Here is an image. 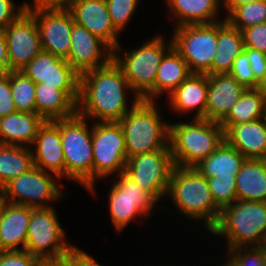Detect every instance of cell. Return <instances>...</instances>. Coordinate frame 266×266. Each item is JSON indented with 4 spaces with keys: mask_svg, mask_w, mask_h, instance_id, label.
Segmentation results:
<instances>
[{
    "mask_svg": "<svg viewBox=\"0 0 266 266\" xmlns=\"http://www.w3.org/2000/svg\"><path fill=\"white\" fill-rule=\"evenodd\" d=\"M128 89L132 90L112 59L107 65L80 75L77 113L98 122H119L141 100L135 95L128 109L125 96Z\"/></svg>",
    "mask_w": 266,
    "mask_h": 266,
    "instance_id": "obj_1",
    "label": "cell"
},
{
    "mask_svg": "<svg viewBox=\"0 0 266 266\" xmlns=\"http://www.w3.org/2000/svg\"><path fill=\"white\" fill-rule=\"evenodd\" d=\"M224 129L217 122L193 118L190 123L170 124L169 145L175 166L194 168L224 141Z\"/></svg>",
    "mask_w": 266,
    "mask_h": 266,
    "instance_id": "obj_2",
    "label": "cell"
},
{
    "mask_svg": "<svg viewBox=\"0 0 266 266\" xmlns=\"http://www.w3.org/2000/svg\"><path fill=\"white\" fill-rule=\"evenodd\" d=\"M168 194L180 212L189 219L203 220L208 231L217 223L221 209L213 200L207 179L195 168L175 166Z\"/></svg>",
    "mask_w": 266,
    "mask_h": 266,
    "instance_id": "obj_3",
    "label": "cell"
},
{
    "mask_svg": "<svg viewBox=\"0 0 266 266\" xmlns=\"http://www.w3.org/2000/svg\"><path fill=\"white\" fill-rule=\"evenodd\" d=\"M155 103L141 99L118 122L124 133L127 159L136 154L170 149V124L161 120Z\"/></svg>",
    "mask_w": 266,
    "mask_h": 266,
    "instance_id": "obj_4",
    "label": "cell"
},
{
    "mask_svg": "<svg viewBox=\"0 0 266 266\" xmlns=\"http://www.w3.org/2000/svg\"><path fill=\"white\" fill-rule=\"evenodd\" d=\"M228 241V249L259 246L266 239V202L236 200L221 209L210 230Z\"/></svg>",
    "mask_w": 266,
    "mask_h": 266,
    "instance_id": "obj_5",
    "label": "cell"
},
{
    "mask_svg": "<svg viewBox=\"0 0 266 266\" xmlns=\"http://www.w3.org/2000/svg\"><path fill=\"white\" fill-rule=\"evenodd\" d=\"M86 121L76 113L53 122L60 129L66 177L89 189L93 185V146L92 129Z\"/></svg>",
    "mask_w": 266,
    "mask_h": 266,
    "instance_id": "obj_6",
    "label": "cell"
},
{
    "mask_svg": "<svg viewBox=\"0 0 266 266\" xmlns=\"http://www.w3.org/2000/svg\"><path fill=\"white\" fill-rule=\"evenodd\" d=\"M157 35L131 52L119 56L113 51V60L122 69L129 86L140 99L154 101L156 72L164 54L172 47ZM166 45H165V44Z\"/></svg>",
    "mask_w": 266,
    "mask_h": 266,
    "instance_id": "obj_7",
    "label": "cell"
},
{
    "mask_svg": "<svg viewBox=\"0 0 266 266\" xmlns=\"http://www.w3.org/2000/svg\"><path fill=\"white\" fill-rule=\"evenodd\" d=\"M172 46L187 62L191 73L212 75L217 50V22L174 28Z\"/></svg>",
    "mask_w": 266,
    "mask_h": 266,
    "instance_id": "obj_8",
    "label": "cell"
},
{
    "mask_svg": "<svg viewBox=\"0 0 266 266\" xmlns=\"http://www.w3.org/2000/svg\"><path fill=\"white\" fill-rule=\"evenodd\" d=\"M56 215L52 206L31 208L25 250L39 260L65 257L72 248Z\"/></svg>",
    "mask_w": 266,
    "mask_h": 266,
    "instance_id": "obj_9",
    "label": "cell"
},
{
    "mask_svg": "<svg viewBox=\"0 0 266 266\" xmlns=\"http://www.w3.org/2000/svg\"><path fill=\"white\" fill-rule=\"evenodd\" d=\"M93 146V185L88 189L95 191V180L110 176L115 172H125L127 151L123 130L118 122H98L92 124ZM118 170V171H117Z\"/></svg>",
    "mask_w": 266,
    "mask_h": 266,
    "instance_id": "obj_10",
    "label": "cell"
},
{
    "mask_svg": "<svg viewBox=\"0 0 266 266\" xmlns=\"http://www.w3.org/2000/svg\"><path fill=\"white\" fill-rule=\"evenodd\" d=\"M54 176L60 179L57 175L34 166L1 189L2 200L31 208L51 207L47 202L62 198L64 193L55 184L57 180Z\"/></svg>",
    "mask_w": 266,
    "mask_h": 266,
    "instance_id": "obj_11",
    "label": "cell"
},
{
    "mask_svg": "<svg viewBox=\"0 0 266 266\" xmlns=\"http://www.w3.org/2000/svg\"><path fill=\"white\" fill-rule=\"evenodd\" d=\"M109 194L111 221L117 230L125 226L136 216H149L158 199L142 189L125 172L112 185Z\"/></svg>",
    "mask_w": 266,
    "mask_h": 266,
    "instance_id": "obj_12",
    "label": "cell"
},
{
    "mask_svg": "<svg viewBox=\"0 0 266 266\" xmlns=\"http://www.w3.org/2000/svg\"><path fill=\"white\" fill-rule=\"evenodd\" d=\"M174 167L171 149H161L129 157L125 173L159 200L167 194Z\"/></svg>",
    "mask_w": 266,
    "mask_h": 266,
    "instance_id": "obj_13",
    "label": "cell"
},
{
    "mask_svg": "<svg viewBox=\"0 0 266 266\" xmlns=\"http://www.w3.org/2000/svg\"><path fill=\"white\" fill-rule=\"evenodd\" d=\"M34 16L41 48L62 59H68L74 18L67 8L27 7Z\"/></svg>",
    "mask_w": 266,
    "mask_h": 266,
    "instance_id": "obj_14",
    "label": "cell"
},
{
    "mask_svg": "<svg viewBox=\"0 0 266 266\" xmlns=\"http://www.w3.org/2000/svg\"><path fill=\"white\" fill-rule=\"evenodd\" d=\"M21 71L35 83H45L63 90L78 103L80 75L66 59L42 50Z\"/></svg>",
    "mask_w": 266,
    "mask_h": 266,
    "instance_id": "obj_15",
    "label": "cell"
},
{
    "mask_svg": "<svg viewBox=\"0 0 266 266\" xmlns=\"http://www.w3.org/2000/svg\"><path fill=\"white\" fill-rule=\"evenodd\" d=\"M8 50V71H21L41 51L38 27L26 9L4 30Z\"/></svg>",
    "mask_w": 266,
    "mask_h": 266,
    "instance_id": "obj_16",
    "label": "cell"
},
{
    "mask_svg": "<svg viewBox=\"0 0 266 266\" xmlns=\"http://www.w3.org/2000/svg\"><path fill=\"white\" fill-rule=\"evenodd\" d=\"M112 58L113 50L104 41L73 23L67 61L79 75L107 65Z\"/></svg>",
    "mask_w": 266,
    "mask_h": 266,
    "instance_id": "obj_17",
    "label": "cell"
},
{
    "mask_svg": "<svg viewBox=\"0 0 266 266\" xmlns=\"http://www.w3.org/2000/svg\"><path fill=\"white\" fill-rule=\"evenodd\" d=\"M74 22L104 41L113 51H120V33L113 25L106 0H73L67 8Z\"/></svg>",
    "mask_w": 266,
    "mask_h": 266,
    "instance_id": "obj_18",
    "label": "cell"
},
{
    "mask_svg": "<svg viewBox=\"0 0 266 266\" xmlns=\"http://www.w3.org/2000/svg\"><path fill=\"white\" fill-rule=\"evenodd\" d=\"M32 149L34 166L61 177H66L60 129L53 121H45L38 129Z\"/></svg>",
    "mask_w": 266,
    "mask_h": 266,
    "instance_id": "obj_19",
    "label": "cell"
},
{
    "mask_svg": "<svg viewBox=\"0 0 266 266\" xmlns=\"http://www.w3.org/2000/svg\"><path fill=\"white\" fill-rule=\"evenodd\" d=\"M244 91L245 88L229 73L208 75L206 119L220 123Z\"/></svg>",
    "mask_w": 266,
    "mask_h": 266,
    "instance_id": "obj_20",
    "label": "cell"
},
{
    "mask_svg": "<svg viewBox=\"0 0 266 266\" xmlns=\"http://www.w3.org/2000/svg\"><path fill=\"white\" fill-rule=\"evenodd\" d=\"M31 207L0 204V251L25 250ZM22 245V249L18 245Z\"/></svg>",
    "mask_w": 266,
    "mask_h": 266,
    "instance_id": "obj_21",
    "label": "cell"
},
{
    "mask_svg": "<svg viewBox=\"0 0 266 266\" xmlns=\"http://www.w3.org/2000/svg\"><path fill=\"white\" fill-rule=\"evenodd\" d=\"M224 139L245 158L266 159V124L263 118L228 126L224 130Z\"/></svg>",
    "mask_w": 266,
    "mask_h": 266,
    "instance_id": "obj_22",
    "label": "cell"
},
{
    "mask_svg": "<svg viewBox=\"0 0 266 266\" xmlns=\"http://www.w3.org/2000/svg\"><path fill=\"white\" fill-rule=\"evenodd\" d=\"M207 95L208 75L191 73L169 94V106L180 114L197 108L194 118L206 119Z\"/></svg>",
    "mask_w": 266,
    "mask_h": 266,
    "instance_id": "obj_23",
    "label": "cell"
},
{
    "mask_svg": "<svg viewBox=\"0 0 266 266\" xmlns=\"http://www.w3.org/2000/svg\"><path fill=\"white\" fill-rule=\"evenodd\" d=\"M44 120L37 113L16 111L0 118V144L29 146L33 144Z\"/></svg>",
    "mask_w": 266,
    "mask_h": 266,
    "instance_id": "obj_24",
    "label": "cell"
},
{
    "mask_svg": "<svg viewBox=\"0 0 266 266\" xmlns=\"http://www.w3.org/2000/svg\"><path fill=\"white\" fill-rule=\"evenodd\" d=\"M36 113L44 121L69 118L77 113V104L57 87L36 83Z\"/></svg>",
    "mask_w": 266,
    "mask_h": 266,
    "instance_id": "obj_25",
    "label": "cell"
},
{
    "mask_svg": "<svg viewBox=\"0 0 266 266\" xmlns=\"http://www.w3.org/2000/svg\"><path fill=\"white\" fill-rule=\"evenodd\" d=\"M235 184L237 200L266 202V159L246 158Z\"/></svg>",
    "mask_w": 266,
    "mask_h": 266,
    "instance_id": "obj_26",
    "label": "cell"
},
{
    "mask_svg": "<svg viewBox=\"0 0 266 266\" xmlns=\"http://www.w3.org/2000/svg\"><path fill=\"white\" fill-rule=\"evenodd\" d=\"M244 51V38L239 29L226 19L217 21V50L212 60V75L229 73L235 58Z\"/></svg>",
    "mask_w": 266,
    "mask_h": 266,
    "instance_id": "obj_27",
    "label": "cell"
},
{
    "mask_svg": "<svg viewBox=\"0 0 266 266\" xmlns=\"http://www.w3.org/2000/svg\"><path fill=\"white\" fill-rule=\"evenodd\" d=\"M245 159L238 150L224 140L211 155L194 168L206 179L236 178Z\"/></svg>",
    "mask_w": 266,
    "mask_h": 266,
    "instance_id": "obj_28",
    "label": "cell"
},
{
    "mask_svg": "<svg viewBox=\"0 0 266 266\" xmlns=\"http://www.w3.org/2000/svg\"><path fill=\"white\" fill-rule=\"evenodd\" d=\"M220 2L221 0H166L169 12L174 14V18H178L176 27L217 22Z\"/></svg>",
    "mask_w": 266,
    "mask_h": 266,
    "instance_id": "obj_29",
    "label": "cell"
},
{
    "mask_svg": "<svg viewBox=\"0 0 266 266\" xmlns=\"http://www.w3.org/2000/svg\"><path fill=\"white\" fill-rule=\"evenodd\" d=\"M191 74L187 62L172 46L162 57L155 79V98L171 94Z\"/></svg>",
    "mask_w": 266,
    "mask_h": 266,
    "instance_id": "obj_30",
    "label": "cell"
},
{
    "mask_svg": "<svg viewBox=\"0 0 266 266\" xmlns=\"http://www.w3.org/2000/svg\"><path fill=\"white\" fill-rule=\"evenodd\" d=\"M33 167L31 147L0 144V190Z\"/></svg>",
    "mask_w": 266,
    "mask_h": 266,
    "instance_id": "obj_31",
    "label": "cell"
},
{
    "mask_svg": "<svg viewBox=\"0 0 266 266\" xmlns=\"http://www.w3.org/2000/svg\"><path fill=\"white\" fill-rule=\"evenodd\" d=\"M266 98L255 89H245L229 111L228 115L219 123L225 130L230 125L246 123L263 118Z\"/></svg>",
    "mask_w": 266,
    "mask_h": 266,
    "instance_id": "obj_32",
    "label": "cell"
},
{
    "mask_svg": "<svg viewBox=\"0 0 266 266\" xmlns=\"http://www.w3.org/2000/svg\"><path fill=\"white\" fill-rule=\"evenodd\" d=\"M9 79L16 111L36 113V83L22 71H9Z\"/></svg>",
    "mask_w": 266,
    "mask_h": 266,
    "instance_id": "obj_33",
    "label": "cell"
},
{
    "mask_svg": "<svg viewBox=\"0 0 266 266\" xmlns=\"http://www.w3.org/2000/svg\"><path fill=\"white\" fill-rule=\"evenodd\" d=\"M226 21L241 32L251 26L266 22V0H257L236 7Z\"/></svg>",
    "mask_w": 266,
    "mask_h": 266,
    "instance_id": "obj_34",
    "label": "cell"
},
{
    "mask_svg": "<svg viewBox=\"0 0 266 266\" xmlns=\"http://www.w3.org/2000/svg\"><path fill=\"white\" fill-rule=\"evenodd\" d=\"M235 180L236 178L219 177L207 179L213 200L220 209L237 200Z\"/></svg>",
    "mask_w": 266,
    "mask_h": 266,
    "instance_id": "obj_35",
    "label": "cell"
},
{
    "mask_svg": "<svg viewBox=\"0 0 266 266\" xmlns=\"http://www.w3.org/2000/svg\"><path fill=\"white\" fill-rule=\"evenodd\" d=\"M106 4L114 27L121 32L135 13L139 0H106Z\"/></svg>",
    "mask_w": 266,
    "mask_h": 266,
    "instance_id": "obj_36",
    "label": "cell"
},
{
    "mask_svg": "<svg viewBox=\"0 0 266 266\" xmlns=\"http://www.w3.org/2000/svg\"><path fill=\"white\" fill-rule=\"evenodd\" d=\"M229 74L245 89H255L259 82L252 72L247 54L244 51L235 58Z\"/></svg>",
    "mask_w": 266,
    "mask_h": 266,
    "instance_id": "obj_37",
    "label": "cell"
},
{
    "mask_svg": "<svg viewBox=\"0 0 266 266\" xmlns=\"http://www.w3.org/2000/svg\"><path fill=\"white\" fill-rule=\"evenodd\" d=\"M227 252L228 259L234 266H264L262 253L257 247H235Z\"/></svg>",
    "mask_w": 266,
    "mask_h": 266,
    "instance_id": "obj_38",
    "label": "cell"
},
{
    "mask_svg": "<svg viewBox=\"0 0 266 266\" xmlns=\"http://www.w3.org/2000/svg\"><path fill=\"white\" fill-rule=\"evenodd\" d=\"M244 47L253 48L266 54V22L242 31Z\"/></svg>",
    "mask_w": 266,
    "mask_h": 266,
    "instance_id": "obj_39",
    "label": "cell"
},
{
    "mask_svg": "<svg viewBox=\"0 0 266 266\" xmlns=\"http://www.w3.org/2000/svg\"><path fill=\"white\" fill-rule=\"evenodd\" d=\"M39 261L26 250L0 251V266H36Z\"/></svg>",
    "mask_w": 266,
    "mask_h": 266,
    "instance_id": "obj_40",
    "label": "cell"
},
{
    "mask_svg": "<svg viewBox=\"0 0 266 266\" xmlns=\"http://www.w3.org/2000/svg\"><path fill=\"white\" fill-rule=\"evenodd\" d=\"M16 112L12 97L9 71L0 75V118Z\"/></svg>",
    "mask_w": 266,
    "mask_h": 266,
    "instance_id": "obj_41",
    "label": "cell"
},
{
    "mask_svg": "<svg viewBox=\"0 0 266 266\" xmlns=\"http://www.w3.org/2000/svg\"><path fill=\"white\" fill-rule=\"evenodd\" d=\"M26 9L27 3L25 2L17 8L13 0H0V30L3 31L10 23L25 12Z\"/></svg>",
    "mask_w": 266,
    "mask_h": 266,
    "instance_id": "obj_42",
    "label": "cell"
},
{
    "mask_svg": "<svg viewBox=\"0 0 266 266\" xmlns=\"http://www.w3.org/2000/svg\"><path fill=\"white\" fill-rule=\"evenodd\" d=\"M252 72L259 81L266 71V54L253 48L244 47Z\"/></svg>",
    "mask_w": 266,
    "mask_h": 266,
    "instance_id": "obj_43",
    "label": "cell"
},
{
    "mask_svg": "<svg viewBox=\"0 0 266 266\" xmlns=\"http://www.w3.org/2000/svg\"><path fill=\"white\" fill-rule=\"evenodd\" d=\"M68 255L76 262L77 266H102L92 256L74 245Z\"/></svg>",
    "mask_w": 266,
    "mask_h": 266,
    "instance_id": "obj_44",
    "label": "cell"
},
{
    "mask_svg": "<svg viewBox=\"0 0 266 266\" xmlns=\"http://www.w3.org/2000/svg\"><path fill=\"white\" fill-rule=\"evenodd\" d=\"M73 0H33L27 7L36 8H68Z\"/></svg>",
    "mask_w": 266,
    "mask_h": 266,
    "instance_id": "obj_45",
    "label": "cell"
},
{
    "mask_svg": "<svg viewBox=\"0 0 266 266\" xmlns=\"http://www.w3.org/2000/svg\"><path fill=\"white\" fill-rule=\"evenodd\" d=\"M0 65L8 71V50L4 32L0 30Z\"/></svg>",
    "mask_w": 266,
    "mask_h": 266,
    "instance_id": "obj_46",
    "label": "cell"
},
{
    "mask_svg": "<svg viewBox=\"0 0 266 266\" xmlns=\"http://www.w3.org/2000/svg\"><path fill=\"white\" fill-rule=\"evenodd\" d=\"M257 0H221V2H224V6L226 7V10L229 12L228 15L238 6L255 2Z\"/></svg>",
    "mask_w": 266,
    "mask_h": 266,
    "instance_id": "obj_47",
    "label": "cell"
},
{
    "mask_svg": "<svg viewBox=\"0 0 266 266\" xmlns=\"http://www.w3.org/2000/svg\"><path fill=\"white\" fill-rule=\"evenodd\" d=\"M53 266H77L76 262L69 256L59 259L48 260Z\"/></svg>",
    "mask_w": 266,
    "mask_h": 266,
    "instance_id": "obj_48",
    "label": "cell"
},
{
    "mask_svg": "<svg viewBox=\"0 0 266 266\" xmlns=\"http://www.w3.org/2000/svg\"><path fill=\"white\" fill-rule=\"evenodd\" d=\"M256 89L259 90L263 96L266 98V71L263 74V77L259 80Z\"/></svg>",
    "mask_w": 266,
    "mask_h": 266,
    "instance_id": "obj_49",
    "label": "cell"
},
{
    "mask_svg": "<svg viewBox=\"0 0 266 266\" xmlns=\"http://www.w3.org/2000/svg\"><path fill=\"white\" fill-rule=\"evenodd\" d=\"M257 248L262 253L263 263L264 266H266V239L259 246H257Z\"/></svg>",
    "mask_w": 266,
    "mask_h": 266,
    "instance_id": "obj_50",
    "label": "cell"
},
{
    "mask_svg": "<svg viewBox=\"0 0 266 266\" xmlns=\"http://www.w3.org/2000/svg\"><path fill=\"white\" fill-rule=\"evenodd\" d=\"M36 266H53L48 260H40Z\"/></svg>",
    "mask_w": 266,
    "mask_h": 266,
    "instance_id": "obj_51",
    "label": "cell"
},
{
    "mask_svg": "<svg viewBox=\"0 0 266 266\" xmlns=\"http://www.w3.org/2000/svg\"><path fill=\"white\" fill-rule=\"evenodd\" d=\"M226 260H227V262H226L224 265H222V266H234V265L230 262L229 259H226Z\"/></svg>",
    "mask_w": 266,
    "mask_h": 266,
    "instance_id": "obj_52",
    "label": "cell"
},
{
    "mask_svg": "<svg viewBox=\"0 0 266 266\" xmlns=\"http://www.w3.org/2000/svg\"><path fill=\"white\" fill-rule=\"evenodd\" d=\"M263 118H264V122L266 124V104H265V107H264Z\"/></svg>",
    "mask_w": 266,
    "mask_h": 266,
    "instance_id": "obj_53",
    "label": "cell"
},
{
    "mask_svg": "<svg viewBox=\"0 0 266 266\" xmlns=\"http://www.w3.org/2000/svg\"><path fill=\"white\" fill-rule=\"evenodd\" d=\"M5 72H6V70L0 65V75H2Z\"/></svg>",
    "mask_w": 266,
    "mask_h": 266,
    "instance_id": "obj_54",
    "label": "cell"
},
{
    "mask_svg": "<svg viewBox=\"0 0 266 266\" xmlns=\"http://www.w3.org/2000/svg\"><path fill=\"white\" fill-rule=\"evenodd\" d=\"M2 201H3L2 200V193H1V190H0V204H1Z\"/></svg>",
    "mask_w": 266,
    "mask_h": 266,
    "instance_id": "obj_55",
    "label": "cell"
}]
</instances>
